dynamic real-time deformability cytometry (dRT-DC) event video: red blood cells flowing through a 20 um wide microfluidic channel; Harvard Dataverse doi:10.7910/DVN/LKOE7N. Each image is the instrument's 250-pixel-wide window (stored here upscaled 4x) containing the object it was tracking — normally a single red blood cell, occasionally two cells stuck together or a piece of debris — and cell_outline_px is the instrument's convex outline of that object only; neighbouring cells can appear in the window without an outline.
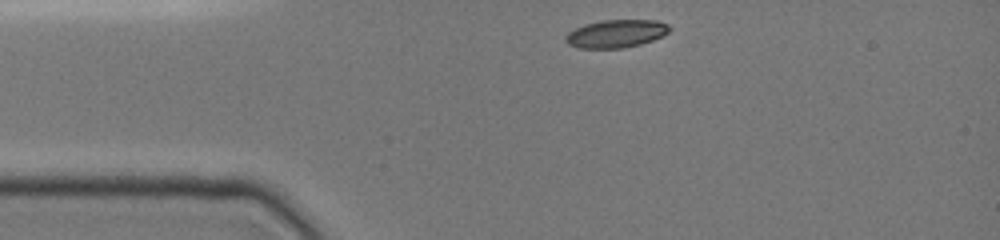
{"species": "common noctule bat (a hibernating species)", "species_latin": "Nyctalus noctula", "temperature_condition": "cold", "stored_images_in_passage": 16, "camera_frame_rate_fps": 3000, "um_per_image_px": 0.085, "animal": {"sex": "female", "body_mass_g": 19.0, "forearm_length_mm": 51.5}, "frame": {"image": 1, "passage_image": 1, "time_ms": 0.0, "image_size_px": [1000, 240], "cell_outline_px": [[672, 28], [664, 36], [640, 44], [624, 48], [580, 48], [568, 44], [564, 40], [564, 36], [568, 32], [584, 24], [600, 20], [656, 20], [668, 24]], "centroid_in_image_um": [52.37, 2.85], "position_along_channel_um": 32.6, "area_um2": 17.05}}
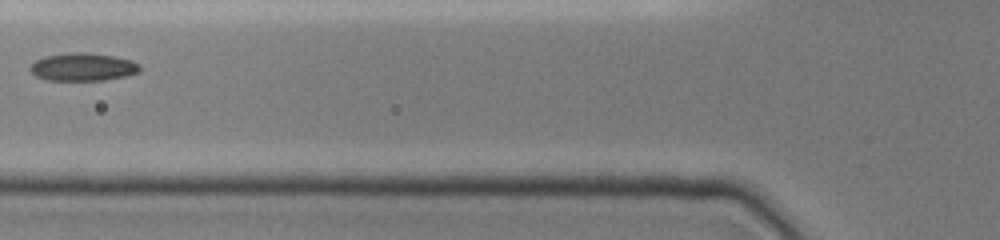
{"frame": {"image": 2, "passage_image": 7, "time_ms": 3.0, "image_size_px": [1000, 240], "cell_outline_px": [[140, 72], [124, 76], [100, 80], [48, 80], [36, 76], [28, 68], [36, 60], [44, 56], [80, 52], [116, 56], [132, 60], [140, 64]], "centroid_in_image_um": [7.06, 5.69], "position_along_channel_um": 118.7, "area_um2": 17.63}}
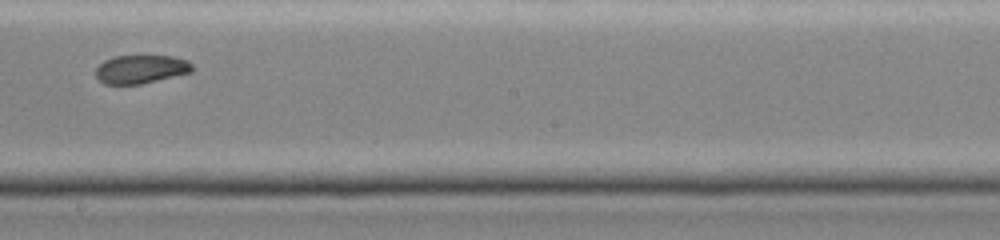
{"frame": {"image": 3, "passage_image": 14, "time_ms": 6.0, "image_size_px": [1000, 240], "cell_outline_px": [[192, 72], [140, 84], [104, 84], [96, 76], [96, 68], [104, 60], [116, 56], [172, 56], [188, 60], [192, 64]], "centroid_in_image_um": [11.98, 5.88], "position_along_channel_um": 236.2, "area_um2": 15.9}}